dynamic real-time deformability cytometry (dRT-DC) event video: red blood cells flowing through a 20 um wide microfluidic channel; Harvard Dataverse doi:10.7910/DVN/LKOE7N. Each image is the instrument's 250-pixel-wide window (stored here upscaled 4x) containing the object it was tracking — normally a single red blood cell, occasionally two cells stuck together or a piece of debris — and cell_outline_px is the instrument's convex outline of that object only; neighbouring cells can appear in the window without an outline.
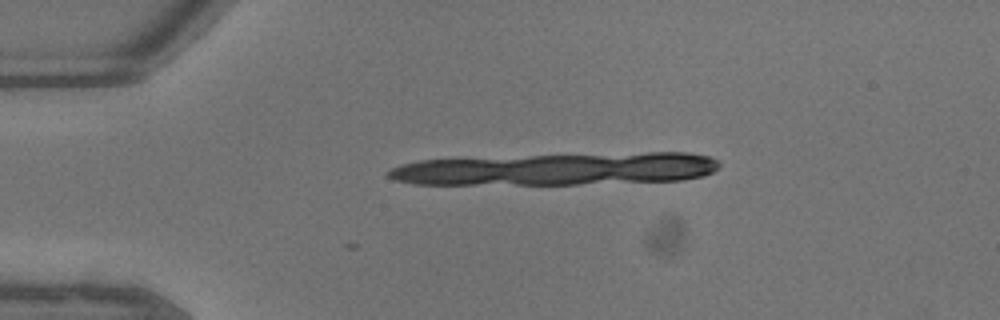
{"species": "common noctule bat (a hibernating species)", "species_latin": "Nyctalus noctula", "temperature_condition": "warm", "stored_images_in_passage": 14, "camera_frame_rate_fps": 3000, "um_per_image_px": 0.085, "animal": {"sex": "male", "body_mass_g": 13.3}, "frame": {"image": 1, "passage_image": 9, "time_ms": 2.667, "image_size_px": [1000, 320], "cell_outline_px": [[520, 164], [500, 176], [480, 180], [424, 180], [416, 168], [420, 164], [440, 160], [472, 160]], "centroid_in_image_um": [39.36, 14.44], "position_along_channel_um": 45.6, "area_um2": 11.79}}